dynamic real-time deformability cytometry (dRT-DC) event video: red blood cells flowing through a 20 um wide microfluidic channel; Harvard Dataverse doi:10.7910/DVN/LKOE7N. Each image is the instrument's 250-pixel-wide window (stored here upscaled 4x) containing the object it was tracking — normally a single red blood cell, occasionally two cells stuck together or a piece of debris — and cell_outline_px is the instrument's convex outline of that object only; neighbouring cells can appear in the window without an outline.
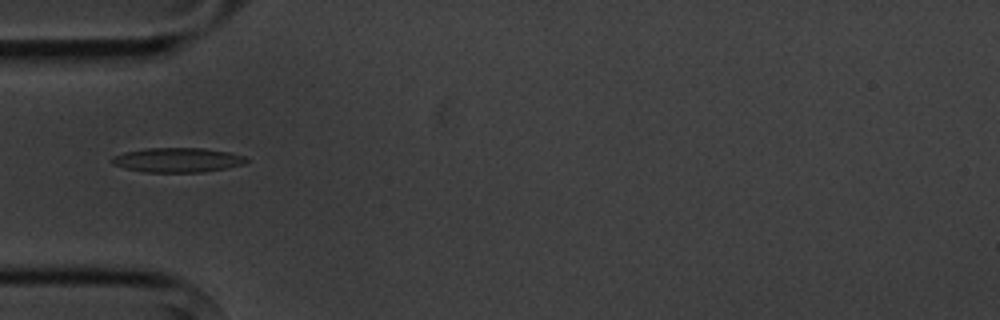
{"species": "common noctule bat (a hibernating species)", "species_latin": "Nyctalus noctula", "temperature_condition": "cold", "stored_images_in_passage": 9, "camera_frame_rate_fps": 3000, "um_per_image_px": 0.085, "animal": {"sex": "male", "body_mass_g": 20.1, "forearm_length_mm": 53.5}, "frame": {"image": 1, "passage_image": 3, "time_ms": 2.333, "image_size_px": [1000, 320], "cell_outline_px": [[248, 160], [244, 164], [228, 168], [204, 172], [144, 172], [124, 168], [112, 164], [108, 160], [112, 156], [124, 152], [144, 148], [204, 148], [228, 152], [244, 156]], "centroid_in_image_um": [15.04, 13.6], "position_along_channel_um": 70.0, "area_um2": 19.42}}
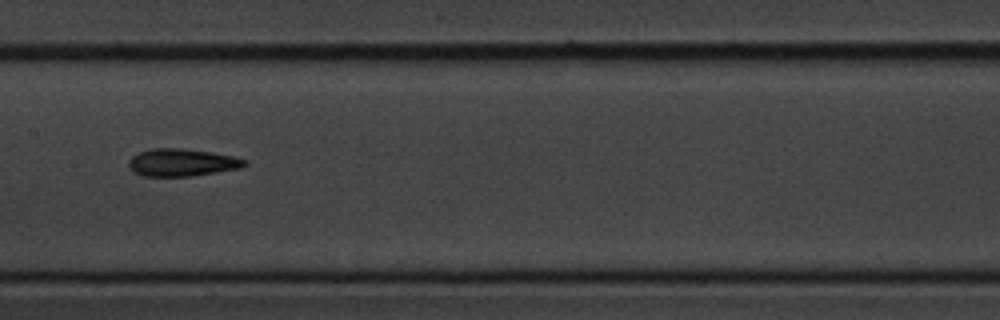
{"frame": {"image": 2, "passage_image": 6, "time_ms": 5.667, "image_size_px": [1000, 320], "cell_outline_px": [[248, 164], [240, 168], [192, 176], [144, 176], [132, 172], [128, 164], [128, 160], [132, 156], [140, 152], [152, 148], [180, 148], [212, 152], [232, 156], [248, 160]], "centroid_in_image_um": [15.46, 13.81], "position_along_channel_um": 191.9, "area_um2": 18.61}}
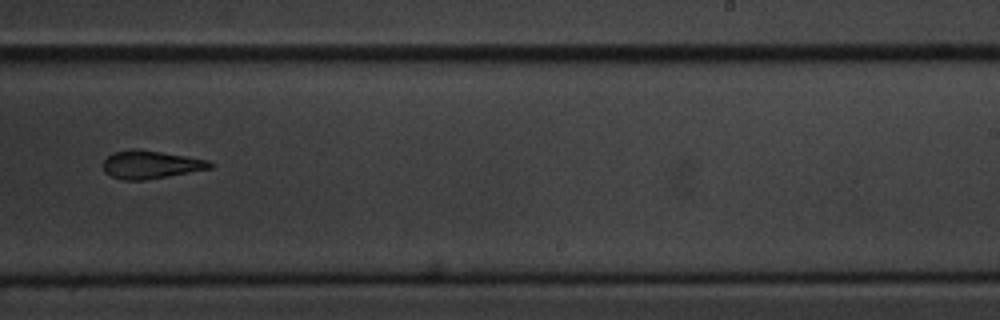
{"frame": {"image": 3, "passage_image": 8, "time_ms": 8.0, "image_size_px": [1000, 320], "cell_outline_px": [[216, 164], [212, 168], [168, 176], [144, 180], [124, 180], [112, 176], [104, 172], [104, 160], [112, 152], [132, 148], [160, 152], [208, 160]], "centroid_in_image_um": [12.81, 13.99], "position_along_channel_um": 276.2, "area_um2": 17.34}}